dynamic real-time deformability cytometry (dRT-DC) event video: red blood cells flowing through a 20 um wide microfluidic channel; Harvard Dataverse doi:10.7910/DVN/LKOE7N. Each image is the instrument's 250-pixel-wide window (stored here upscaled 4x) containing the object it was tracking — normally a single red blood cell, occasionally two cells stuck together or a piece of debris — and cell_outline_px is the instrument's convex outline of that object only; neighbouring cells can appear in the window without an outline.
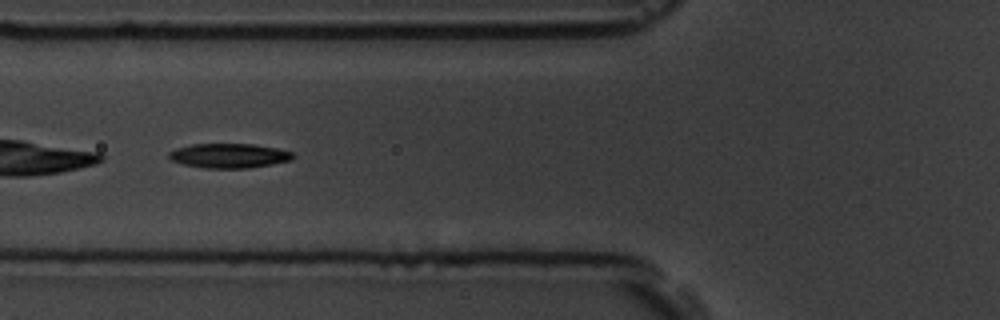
{"species": "common noctule bat (a hibernating species)", "species_latin": "Nyctalus noctula", "temperature_condition": "room temperature", "stored_images_in_passage": 16, "camera_frame_rate_fps": 3000, "um_per_image_px": 0.085, "animal": {"sex": "male", "body_mass_g": 19.5, "forearm_length_mm": 54.6}, "frame": {"image": 1, "passage_image": 7, "time_ms": 8.0, "image_size_px": [1000, 320], "cell_outline_px": [[296, 156], [292, 160], [272, 164], [248, 168], [204, 168], [184, 164], [172, 160], [168, 156], [168, 152], [176, 148], [192, 144], [252, 144], [276, 148], [292, 152]], "centroid_in_image_um": [19.48, 13.23], "position_along_channel_um": 106.3, "area_um2": 17.69}}
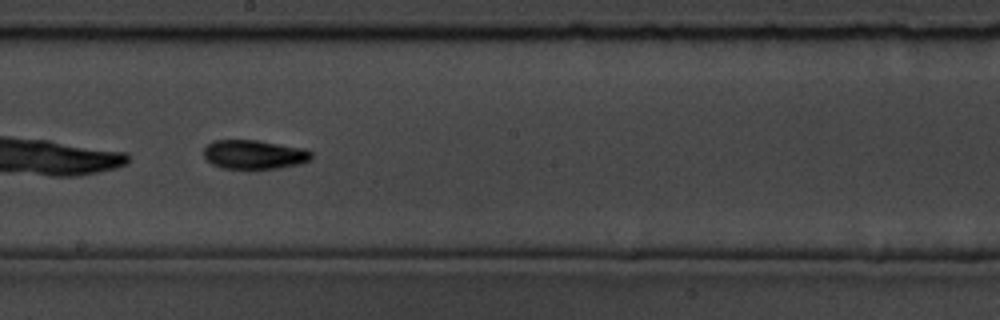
{"frame": {"image": 2, "passage_image": 10, "time_ms": 11.333, "image_size_px": [1000, 320], "cell_outline_px": [[312, 156], [308, 160], [300, 164], [280, 168], [256, 172], [220, 168], [212, 164], [204, 156], [204, 148], [212, 140], [256, 140], [304, 148], [312, 152]], "centroid_in_image_um": [21.59, 13.18], "position_along_channel_um": 226.6, "area_um2": 19.02}}
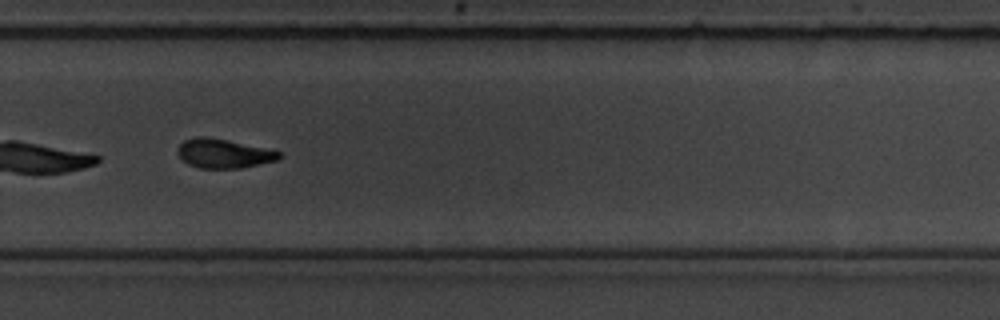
{"frame": {"image": 3, "passage_image": 12, "time_ms": 13.667, "image_size_px": [1000, 320], "cell_outline_px": [[280, 156], [276, 160], [260, 164], [240, 168], [200, 168], [188, 164], [176, 152], [180, 144], [184, 140], [196, 136], [204, 136], [228, 140], [272, 148], [280, 152]], "centroid_in_image_um": [19.03, 13.03], "position_along_channel_um": 310.8, "area_um2": 17.34}, "authors_computed_cell_mechanics": {"area_um2": 17.8024, "velocity_mm_per_s": 3.6134, "shape_relaxation_time_tau1_ms": 2.6975, "shape_relaxation_time_tau2_ms": 7.6476, "deformation_change_tau1": 0.1129, "deformation_change_tau2": 0.138}}